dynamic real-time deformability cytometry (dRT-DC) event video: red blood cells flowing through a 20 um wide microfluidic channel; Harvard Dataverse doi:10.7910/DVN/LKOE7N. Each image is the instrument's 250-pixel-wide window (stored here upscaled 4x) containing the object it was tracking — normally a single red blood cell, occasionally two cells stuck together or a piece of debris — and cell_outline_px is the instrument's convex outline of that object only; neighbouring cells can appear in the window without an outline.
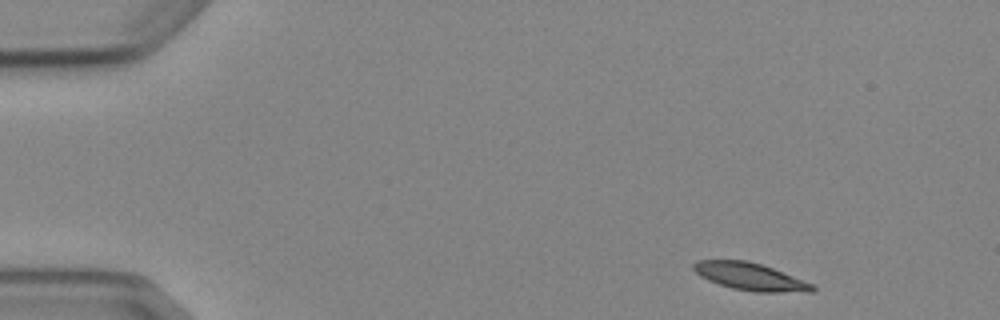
{"species": "Egyptian fruit bat (a non-hibernating species)", "species_latin": "Rousettus aegyptiacus", "temperature_condition": "cold", "stored_images_in_passage": 3, "camera_frame_rate_fps": 3000, "um_per_image_px": 0.085, "animal": {"sex": "female"}, "frame": {"image": 1, "passage_image": 1, "time_ms": 0.0, "image_size_px": [1000, 320], "cell_outline_px": [[816, 288], [812, 292], [756, 292], [732, 288], [708, 280], [700, 276], [692, 268], [692, 264], [696, 260], [748, 260], [772, 268], [812, 284]], "centroid_in_image_um": [63.73, 23.51], "position_along_channel_um": 21.3, "area_um2": 18.79}}
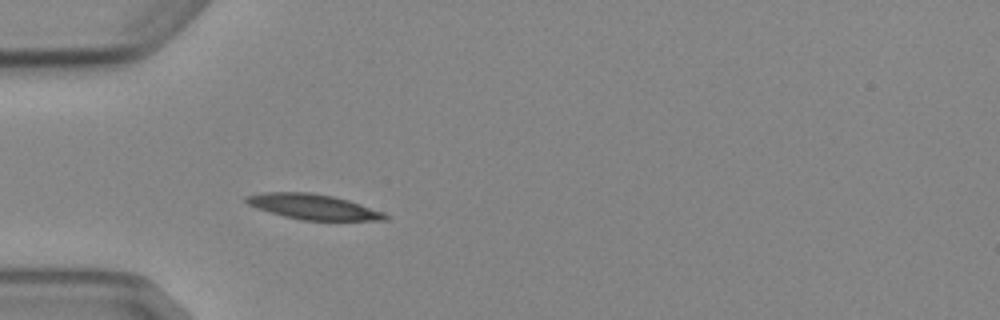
{"frame": {"image": 2, "passage_image": 3, "time_ms": 3.333, "image_size_px": [1000, 320], "cell_outline_px": [[388, 220], [300, 220], [284, 216], [256, 208], [248, 204], [244, 200], [244, 196], [264, 192], [312, 192], [332, 196], [348, 200], [384, 212], [388, 216]], "centroid_in_image_um": [26.59, 17.57], "position_along_channel_um": 58.4, "area_um2": 20.4}}